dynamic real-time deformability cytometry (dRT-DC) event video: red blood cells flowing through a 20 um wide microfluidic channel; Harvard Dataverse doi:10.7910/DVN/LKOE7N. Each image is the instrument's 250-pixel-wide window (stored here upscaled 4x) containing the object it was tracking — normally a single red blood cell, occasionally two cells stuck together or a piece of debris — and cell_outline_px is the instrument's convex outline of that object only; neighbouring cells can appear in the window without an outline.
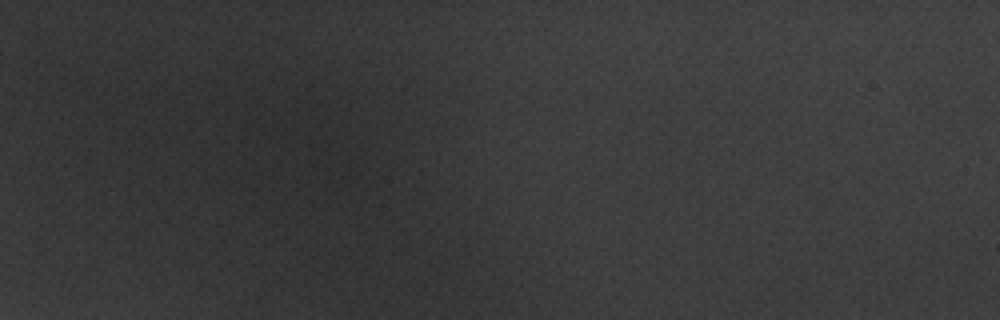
{"species": "common noctule bat (a hibernating species)", "species_latin": "Nyctalus noctula", "temperature_condition": "warm", "stored_images_in_passage": 2, "camera_frame_rate_fps": 3000, "um_per_image_px": 0.085, "animal": {"sex": "male", "body_mass_g": 20.1, "forearm_length_mm": 53.5}, "frame": {"image": 1, "passage_image": 1, "time_ms": 0.0, "image_size_px": [1000, 320], "cell_outline_px": [[376, 184], [352, 200], [348, 200], [308, 176], [308, 132], [316, 124], [340, 136], [360, 148], [364, 152], [376, 172]], "centroid_in_image_um": [28.79, 13.94], "position_along_channel_um": 56.2, "area_um2": 24.57}}